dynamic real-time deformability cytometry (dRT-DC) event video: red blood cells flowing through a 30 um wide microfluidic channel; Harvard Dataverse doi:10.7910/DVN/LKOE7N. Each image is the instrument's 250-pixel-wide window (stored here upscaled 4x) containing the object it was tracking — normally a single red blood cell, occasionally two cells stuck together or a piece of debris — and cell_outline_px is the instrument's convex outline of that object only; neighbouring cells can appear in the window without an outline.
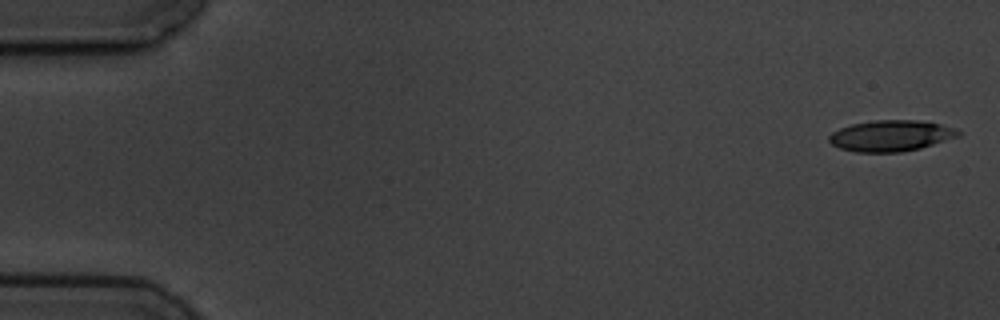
{"species": "common noctule bat (a hibernating species)", "species_latin": "Nyctalus noctula", "temperature_condition": "cold", "stored_images_in_passage": 10, "camera_frame_rate_fps": 3000, "um_per_image_px": 0.085, "animal": {"sex": "male", "body_mass_g": 19.5, "forearm_length_mm": 54.6}, "frame": {"image": 1, "passage_image": 1, "time_ms": 0.0, "image_size_px": [1000, 320], "cell_outline_px": [[960, 136], [920, 148], [900, 152], [856, 152], [840, 148], [832, 144], [828, 140], [828, 136], [832, 132], [840, 128], [852, 124], [872, 120], [916, 120], [940, 124], [952, 128], [960, 132]], "centroid_in_image_um": [75.69, 11.54], "position_along_channel_um": 9.3, "area_um2": 23.24}}
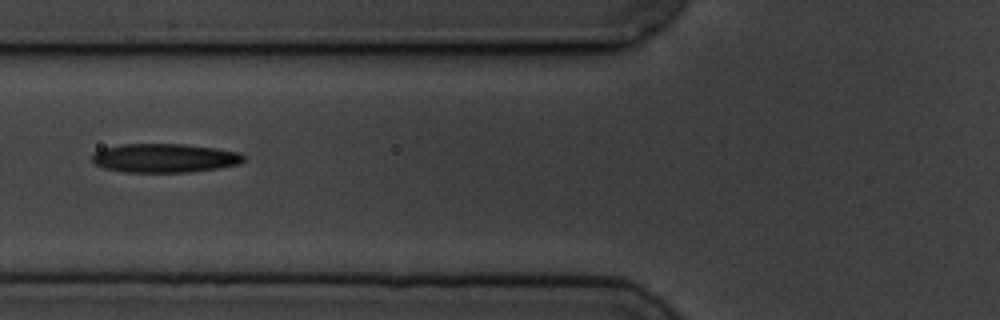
{"frame": {"image": 2, "passage_image": 6, "time_ms": 6.667, "image_size_px": [1000, 320], "cell_outline_px": [[244, 160], [236, 164], [216, 168], [188, 172], [124, 172], [104, 168], [92, 164], [92, 152], [104, 148], [120, 144], [184, 144], [216, 148], [240, 152], [244, 156]], "centroid_in_image_um": [13.92, 13.43], "position_along_channel_um": 111.9, "area_um2": 25.55}}
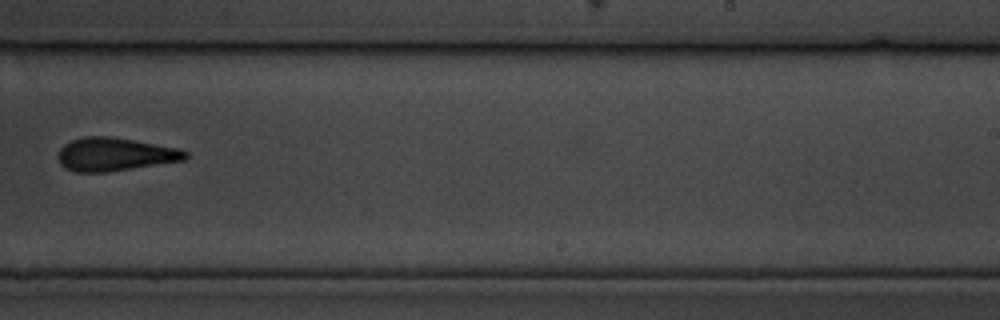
{"frame": {"image": 3, "passage_image": 10, "time_ms": 11.333, "image_size_px": [1000, 320], "cell_outline_px": [[188, 156], [184, 160], [108, 172], [76, 172], [64, 168], [60, 164], [60, 148], [64, 144], [72, 140], [84, 136], [112, 136], [180, 148], [188, 152]], "centroid_in_image_um": [9.78, 13.11], "position_along_channel_um": 279.2, "area_um2": 24.68}}